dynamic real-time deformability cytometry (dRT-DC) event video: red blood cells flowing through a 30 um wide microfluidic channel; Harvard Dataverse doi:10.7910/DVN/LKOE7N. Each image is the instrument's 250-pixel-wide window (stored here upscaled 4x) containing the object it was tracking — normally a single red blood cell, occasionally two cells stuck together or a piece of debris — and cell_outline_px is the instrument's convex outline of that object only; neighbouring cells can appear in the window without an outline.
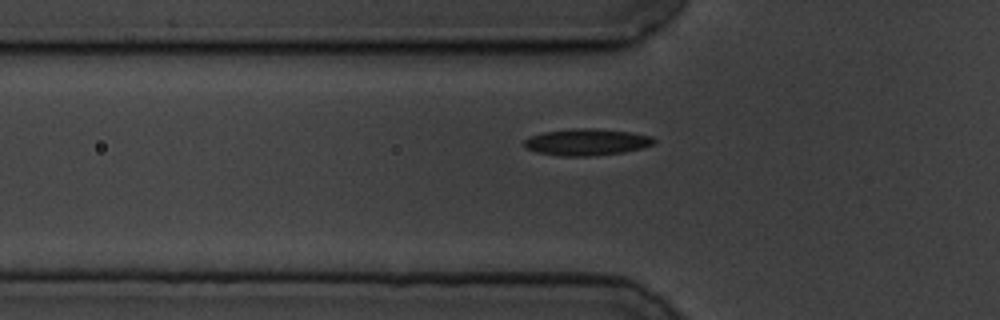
{"species": "common noctule bat (a hibernating species)", "species_latin": "Nyctalus noctula", "temperature_condition": "cold", "stored_images_in_passage": 44, "camera_frame_rate_fps": 3000, "um_per_image_px": 0.085, "animal": {"sex": "male", "body_mass_g": 19.5, "forearm_length_mm": 54.6}, "frame": {"image": 1, "passage_image": 6, "time_ms": 1.667, "image_size_px": [1000, 320], "cell_outline_px": [[656, 140], [652, 144], [644, 148], [624, 152], [592, 156], [560, 156], [536, 152], [524, 148], [524, 140], [528, 136], [544, 132], [572, 128], [596, 128], [632, 132], [652, 136]], "centroid_in_image_um": [49.86, 12.07], "position_along_channel_um": 75.9, "area_um2": 20.46}}
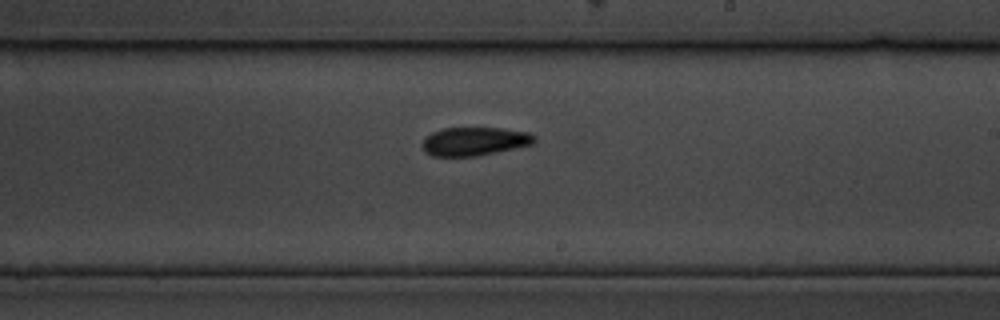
{"frame": {"image": 2, "passage_image": 21, "time_ms": 6.667, "image_size_px": [1000, 320], "cell_outline_px": [[536, 140], [532, 144], [476, 156], [432, 156], [424, 152], [420, 144], [432, 132], [444, 128], [500, 128], [528, 132], [536, 136]], "centroid_in_image_um": [40.3, 12.01], "position_along_channel_um": 248.7, "area_um2": 18.5}}
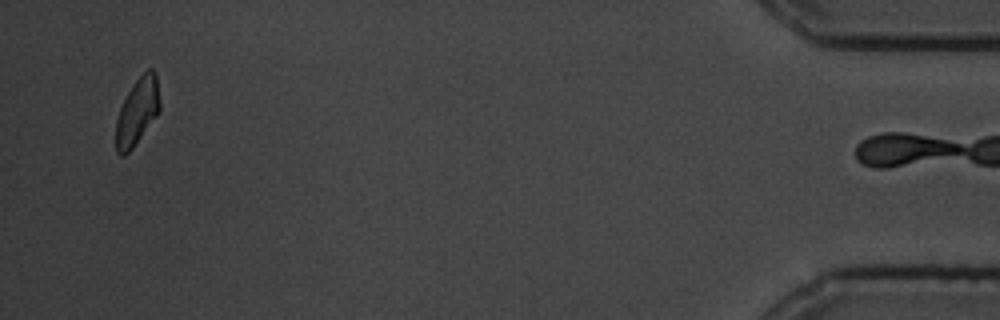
{"frame": {"image": 3, "passage_image": 43, "time_ms": 14.0, "image_size_px": [1000, 320], "cell_outline_px": [[160, 112], [132, 148], [124, 156], [120, 156], [116, 152], [116, 120], [120, 108], [128, 92], [136, 80], [148, 68], [152, 68], [156, 72], [160, 100]], "centroid_in_image_um": [11.69, 9.48], "position_along_channel_um": 423.5, "area_um2": 17.11}}